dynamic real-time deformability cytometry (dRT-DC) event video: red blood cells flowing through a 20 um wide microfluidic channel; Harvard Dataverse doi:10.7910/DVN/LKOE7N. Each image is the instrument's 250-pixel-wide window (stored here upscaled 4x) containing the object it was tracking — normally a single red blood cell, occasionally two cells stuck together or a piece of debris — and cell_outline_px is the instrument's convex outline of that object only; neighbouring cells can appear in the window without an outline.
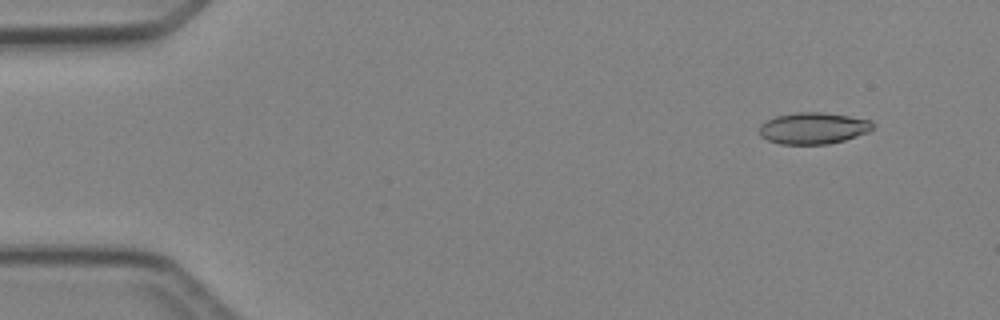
{"species": "Egyptian fruit bat (a non-hibernating species)", "species_latin": "Rousettus aegyptiacus", "temperature_condition": "cold", "stored_images_in_passage": 3, "camera_frame_rate_fps": 3000, "um_per_image_px": 0.085, "animal": {"sex": "female"}, "frame": {"image": 1, "passage_image": 1, "time_ms": 0.0, "image_size_px": [1000, 320], "cell_outline_px": [[872, 128], [868, 132], [844, 140], [828, 144], [780, 144], [768, 140], [760, 136], [760, 124], [764, 120], [776, 116], [796, 112], [824, 112], [872, 120]], "centroid_in_image_um": [69.09, 10.89], "position_along_channel_um": 15.9, "area_um2": 20.87}}
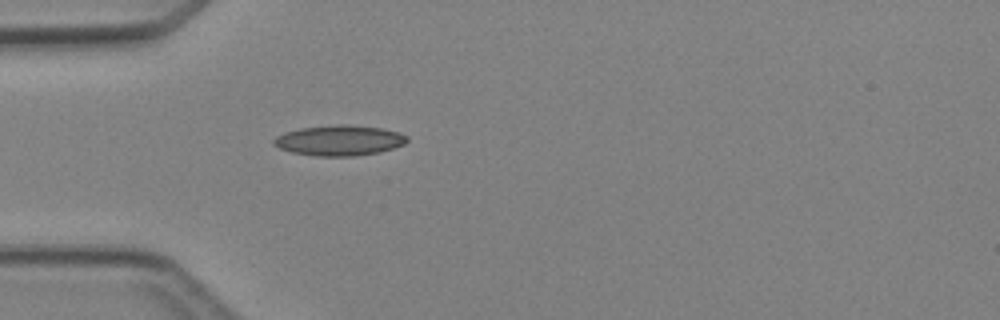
{"frame": {"image": 2, "passage_image": 3, "time_ms": 3.333, "image_size_px": [1000, 320], "cell_outline_px": [[408, 140], [404, 144], [380, 152], [352, 156], [316, 156], [292, 152], [280, 148], [272, 144], [272, 140], [276, 136], [284, 132], [300, 128], [340, 124], [348, 124], [380, 128], [400, 132], [408, 136]], "centroid_in_image_um": [28.83, 11.93], "position_along_channel_um": 56.2, "area_um2": 23.64}}